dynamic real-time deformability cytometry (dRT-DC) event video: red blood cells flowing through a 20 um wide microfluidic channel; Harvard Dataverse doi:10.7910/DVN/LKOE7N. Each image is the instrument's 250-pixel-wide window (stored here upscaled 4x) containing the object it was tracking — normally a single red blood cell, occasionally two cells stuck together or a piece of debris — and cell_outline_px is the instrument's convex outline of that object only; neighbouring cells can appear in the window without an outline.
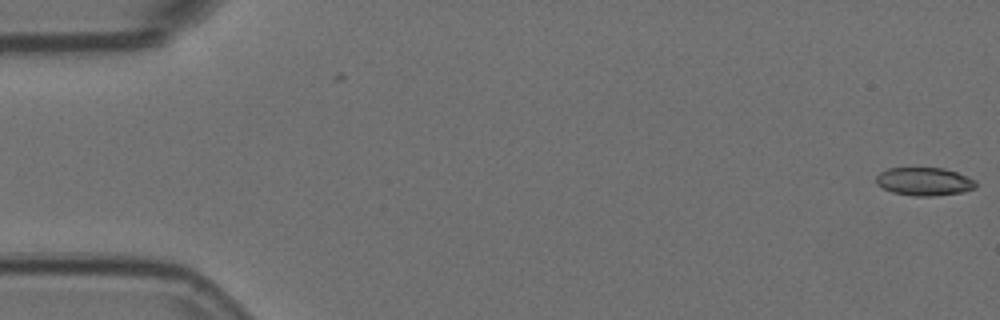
{"species": "Egyptian fruit bat (a non-hibernating species)", "species_latin": "Rousettus aegyptiacus", "temperature_condition": "room temperature", "stored_images_in_passage": 2, "camera_frame_rate_fps": 3000, "um_per_image_px": 0.085, "animal": {"sex": "female"}, "frame": {"image": 1, "passage_image": 2, "time_ms": 0.333, "image_size_px": [1000, 320], "cell_outline_px": [[976, 184], [972, 188], [960, 192], [936, 196], [916, 196], [892, 192], [876, 184], [876, 176], [880, 172], [888, 168], [944, 168], [968, 176], [976, 180]], "centroid_in_image_um": [78.54, 15.42], "position_along_channel_um": 6.5, "area_um2": 16.24}}